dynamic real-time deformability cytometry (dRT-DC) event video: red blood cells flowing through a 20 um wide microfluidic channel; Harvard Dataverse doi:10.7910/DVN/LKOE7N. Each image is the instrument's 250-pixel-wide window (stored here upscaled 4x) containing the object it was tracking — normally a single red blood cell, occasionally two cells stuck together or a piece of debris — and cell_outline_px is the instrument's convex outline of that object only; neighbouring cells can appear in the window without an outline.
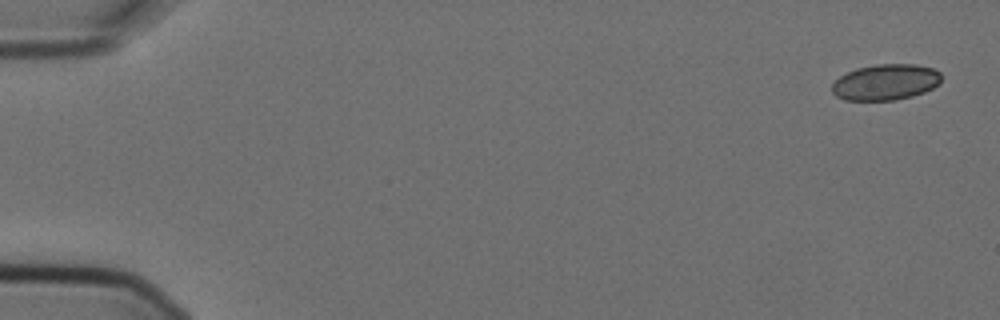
{"species": "Egyptian fruit bat (a non-hibernating species)", "species_latin": "Rousettus aegyptiacus", "temperature_condition": "cold", "stored_images_in_passage": 5, "camera_frame_rate_fps": 3000, "um_per_image_px": 0.085, "animal": {"sex": "female"}, "frame": {"image": 1, "passage_image": 1, "time_ms": 0.0, "image_size_px": [1000, 320], "cell_outline_px": [[940, 84], [924, 92], [912, 96], [896, 100], [844, 100], [836, 96], [832, 92], [832, 84], [840, 76], [856, 68], [876, 64], [916, 64], [932, 68], [940, 72]], "centroid_in_image_um": [75.27, 6.98], "position_along_channel_um": 9.7, "area_um2": 22.95}}